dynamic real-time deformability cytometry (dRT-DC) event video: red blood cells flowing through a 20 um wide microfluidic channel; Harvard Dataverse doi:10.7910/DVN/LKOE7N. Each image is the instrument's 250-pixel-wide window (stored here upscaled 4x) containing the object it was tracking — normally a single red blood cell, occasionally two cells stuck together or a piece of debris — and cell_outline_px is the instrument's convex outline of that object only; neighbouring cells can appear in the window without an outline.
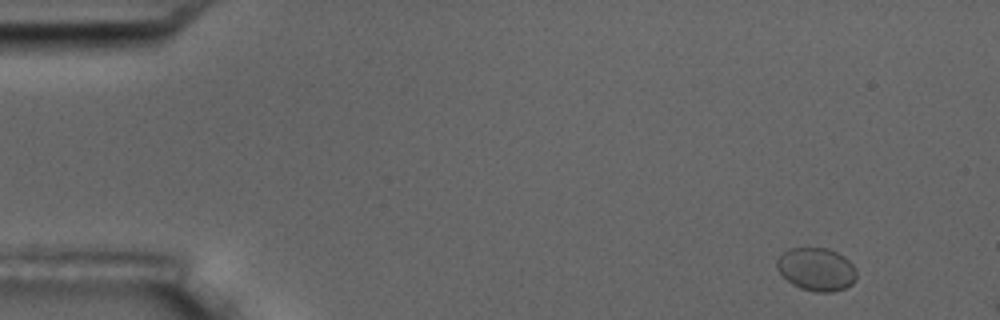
{"species": "common noctule bat (a hibernating species)", "species_latin": "Nyctalus noctula", "temperature_condition": "room temperature", "stored_images_in_passage": 5, "camera_frame_rate_fps": 3000, "um_per_image_px": 0.085, "animal": {"sex": "male", "body_mass_g": 17.5, "forearm_length_mm": 52.3}, "frame": {"image": 1, "passage_image": 1, "time_ms": 0.0, "image_size_px": [1000, 320], "cell_outline_px": [[856, 280], [852, 284], [844, 288], [832, 292], [816, 292], [800, 288], [792, 284], [776, 268], [776, 260], [784, 252], [792, 248], [828, 248], [844, 256], [852, 264], [856, 272]], "centroid_in_image_um": [69.4, 22.89], "position_along_channel_um": 15.6, "area_um2": 19.88}}